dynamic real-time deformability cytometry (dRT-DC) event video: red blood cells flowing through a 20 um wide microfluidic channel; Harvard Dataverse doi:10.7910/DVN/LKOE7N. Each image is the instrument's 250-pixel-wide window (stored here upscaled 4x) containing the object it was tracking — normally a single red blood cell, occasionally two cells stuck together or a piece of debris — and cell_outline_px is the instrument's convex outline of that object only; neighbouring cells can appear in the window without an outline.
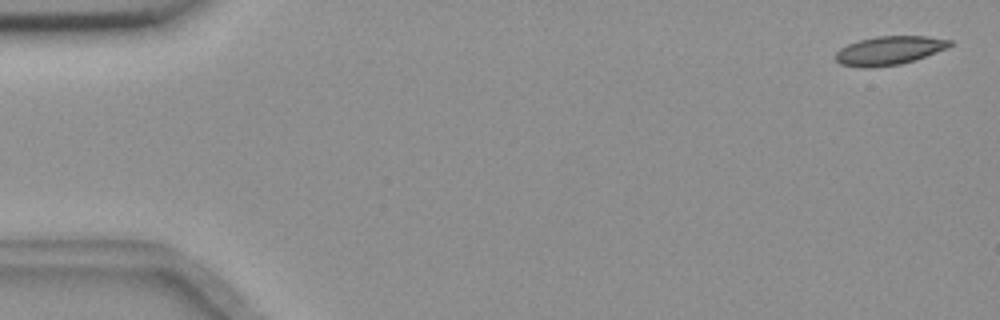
{"species": "common noctule bat (a hibernating species)", "species_latin": "Nyctalus noctula", "temperature_condition": "room temperature", "stored_images_in_passage": 56, "camera_frame_rate_fps": 3000, "um_per_image_px": 0.085, "animal": {"sex": "female", "body_mass_g": 18.4}, "frame": {"image": 1, "passage_image": 2, "time_ms": 0.333, "image_size_px": [1000, 320], "cell_outline_px": [[952, 44], [948, 48], [916, 60], [900, 64], [872, 68], [860, 68], [840, 64], [836, 60], [836, 52], [840, 48], [848, 44], [860, 40], [876, 36], [928, 36], [952, 40]], "centroid_in_image_um": [75.6, 4.3], "position_along_channel_um": 9.4, "area_um2": 19.31}}
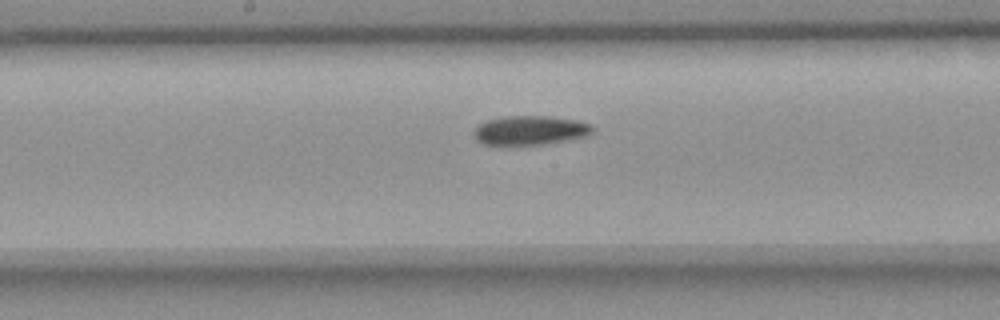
{"frame": {"image": 2, "passage_image": 29, "time_ms": 9.333, "image_size_px": [1000, 320], "cell_outline_px": [[592, 132], [584, 136], [544, 144], [484, 144], [476, 140], [472, 136], [472, 132], [480, 124], [488, 120], [504, 116], [548, 116], [576, 120], [588, 124], [592, 128]], "centroid_in_image_um": [44.99, 11.07], "position_along_channel_um": 203.2, "area_um2": 19.77}}
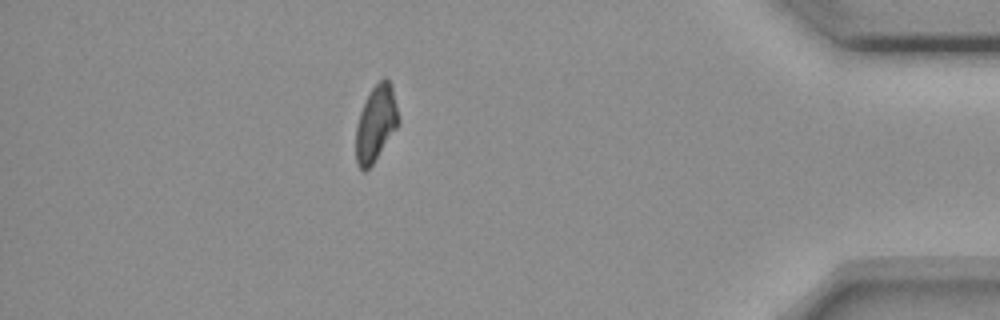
{"frame": {"image": 3, "passage_image": 49, "time_ms": 16.0, "image_size_px": [1000, 320], "cell_outline_px": [[400, 120], [396, 128], [372, 164], [364, 172], [356, 164], [356, 124], [360, 112], [372, 88], [384, 76], [392, 84]], "centroid_in_image_um": [31.95, 10.47], "position_along_channel_um": 403.3, "area_um2": 18.61}}